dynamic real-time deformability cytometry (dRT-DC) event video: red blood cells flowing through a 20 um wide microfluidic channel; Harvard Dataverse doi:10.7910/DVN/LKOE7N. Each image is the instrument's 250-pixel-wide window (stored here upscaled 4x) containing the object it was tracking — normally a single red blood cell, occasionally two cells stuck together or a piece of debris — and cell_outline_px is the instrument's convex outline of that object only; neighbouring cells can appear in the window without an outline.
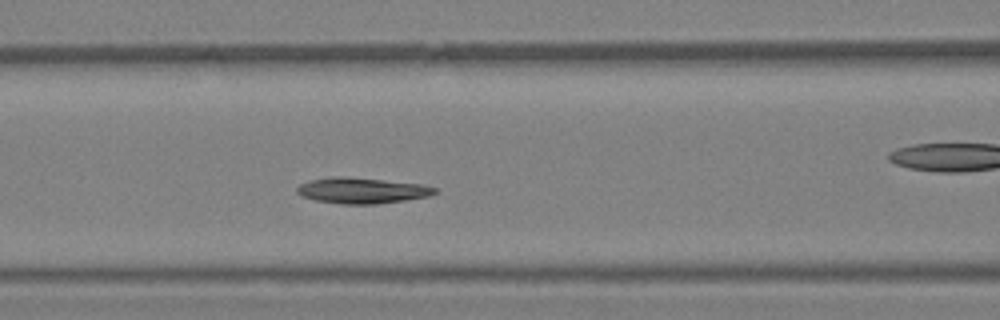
{"species": "Egyptian fruit bat (a non-hibernating species)", "species_latin": "Rousettus aegyptiacus", "temperature_condition": "warm", "stored_images_in_passage": 23, "camera_frame_rate_fps": 3000, "um_per_image_px": 0.085, "animal": {"sex": "female"}, "frame": {"image": 1, "passage_image": 7, "time_ms": 2.0, "image_size_px": [1000, 320], "cell_outline_px": [[436, 192], [428, 196], [404, 200], [376, 204], [340, 204], [316, 200], [300, 196], [296, 192], [296, 188], [300, 184], [308, 180], [332, 176], [344, 176], [384, 180], [420, 184], [436, 188]], "centroid_in_image_um": [30.68, 16.19], "position_along_channel_um": 135.9, "area_um2": 20.69}}